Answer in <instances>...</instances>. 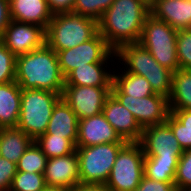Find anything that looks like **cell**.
<instances>
[{"label": "cell", "mask_w": 191, "mask_h": 191, "mask_svg": "<svg viewBox=\"0 0 191 191\" xmlns=\"http://www.w3.org/2000/svg\"><path fill=\"white\" fill-rule=\"evenodd\" d=\"M151 14L141 0H114L98 21V32L116 51L140 40L146 18Z\"/></svg>", "instance_id": "obj_1"}, {"label": "cell", "mask_w": 191, "mask_h": 191, "mask_svg": "<svg viewBox=\"0 0 191 191\" xmlns=\"http://www.w3.org/2000/svg\"><path fill=\"white\" fill-rule=\"evenodd\" d=\"M15 81L21 89H40L62 95L65 77L57 53L45 44L16 57Z\"/></svg>", "instance_id": "obj_2"}, {"label": "cell", "mask_w": 191, "mask_h": 191, "mask_svg": "<svg viewBox=\"0 0 191 191\" xmlns=\"http://www.w3.org/2000/svg\"><path fill=\"white\" fill-rule=\"evenodd\" d=\"M115 53L116 62L126 72L145 77L156 94L170 97L173 72L161 66L145 47L138 42L124 44Z\"/></svg>", "instance_id": "obj_3"}, {"label": "cell", "mask_w": 191, "mask_h": 191, "mask_svg": "<svg viewBox=\"0 0 191 191\" xmlns=\"http://www.w3.org/2000/svg\"><path fill=\"white\" fill-rule=\"evenodd\" d=\"M98 33V22L74 12L53 14L46 29V44L56 53L87 42Z\"/></svg>", "instance_id": "obj_4"}, {"label": "cell", "mask_w": 191, "mask_h": 191, "mask_svg": "<svg viewBox=\"0 0 191 191\" xmlns=\"http://www.w3.org/2000/svg\"><path fill=\"white\" fill-rule=\"evenodd\" d=\"M61 94L40 89H22L17 128L34 141L46 133L48 123Z\"/></svg>", "instance_id": "obj_5"}, {"label": "cell", "mask_w": 191, "mask_h": 191, "mask_svg": "<svg viewBox=\"0 0 191 191\" xmlns=\"http://www.w3.org/2000/svg\"><path fill=\"white\" fill-rule=\"evenodd\" d=\"M177 33L175 28L150 14L144 22L138 43L145 47L161 66L174 73L180 69L176 50Z\"/></svg>", "instance_id": "obj_6"}, {"label": "cell", "mask_w": 191, "mask_h": 191, "mask_svg": "<svg viewBox=\"0 0 191 191\" xmlns=\"http://www.w3.org/2000/svg\"><path fill=\"white\" fill-rule=\"evenodd\" d=\"M126 143H103L76 147L80 183L106 184L117 154Z\"/></svg>", "instance_id": "obj_7"}, {"label": "cell", "mask_w": 191, "mask_h": 191, "mask_svg": "<svg viewBox=\"0 0 191 191\" xmlns=\"http://www.w3.org/2000/svg\"><path fill=\"white\" fill-rule=\"evenodd\" d=\"M144 158L139 142H127L117 154L106 187L110 191H134L144 176Z\"/></svg>", "instance_id": "obj_8"}, {"label": "cell", "mask_w": 191, "mask_h": 191, "mask_svg": "<svg viewBox=\"0 0 191 191\" xmlns=\"http://www.w3.org/2000/svg\"><path fill=\"white\" fill-rule=\"evenodd\" d=\"M61 72L66 77L76 67L89 63H116V53L98 32L92 39L72 49L57 52Z\"/></svg>", "instance_id": "obj_9"}, {"label": "cell", "mask_w": 191, "mask_h": 191, "mask_svg": "<svg viewBox=\"0 0 191 191\" xmlns=\"http://www.w3.org/2000/svg\"><path fill=\"white\" fill-rule=\"evenodd\" d=\"M111 93L133 114L142 129L165 123L171 113L169 100L163 95L153 94L135 98L123 94L113 83Z\"/></svg>", "instance_id": "obj_10"}, {"label": "cell", "mask_w": 191, "mask_h": 191, "mask_svg": "<svg viewBox=\"0 0 191 191\" xmlns=\"http://www.w3.org/2000/svg\"><path fill=\"white\" fill-rule=\"evenodd\" d=\"M110 94L111 87L65 85L61 97L80 120L102 113Z\"/></svg>", "instance_id": "obj_11"}, {"label": "cell", "mask_w": 191, "mask_h": 191, "mask_svg": "<svg viewBox=\"0 0 191 191\" xmlns=\"http://www.w3.org/2000/svg\"><path fill=\"white\" fill-rule=\"evenodd\" d=\"M0 41L18 57L43 47L46 44V30L38 25L11 19Z\"/></svg>", "instance_id": "obj_12"}, {"label": "cell", "mask_w": 191, "mask_h": 191, "mask_svg": "<svg viewBox=\"0 0 191 191\" xmlns=\"http://www.w3.org/2000/svg\"><path fill=\"white\" fill-rule=\"evenodd\" d=\"M139 143L145 158H180L183 153L166 122L144 128Z\"/></svg>", "instance_id": "obj_13"}, {"label": "cell", "mask_w": 191, "mask_h": 191, "mask_svg": "<svg viewBox=\"0 0 191 191\" xmlns=\"http://www.w3.org/2000/svg\"><path fill=\"white\" fill-rule=\"evenodd\" d=\"M103 143H127L106 120L103 113L78 120L76 147H87Z\"/></svg>", "instance_id": "obj_14"}, {"label": "cell", "mask_w": 191, "mask_h": 191, "mask_svg": "<svg viewBox=\"0 0 191 191\" xmlns=\"http://www.w3.org/2000/svg\"><path fill=\"white\" fill-rule=\"evenodd\" d=\"M102 113L122 139L127 142L140 141L143 129L112 93L107 97Z\"/></svg>", "instance_id": "obj_15"}, {"label": "cell", "mask_w": 191, "mask_h": 191, "mask_svg": "<svg viewBox=\"0 0 191 191\" xmlns=\"http://www.w3.org/2000/svg\"><path fill=\"white\" fill-rule=\"evenodd\" d=\"M43 175L46 186L73 190L80 184L77 152L66 156L48 158Z\"/></svg>", "instance_id": "obj_16"}, {"label": "cell", "mask_w": 191, "mask_h": 191, "mask_svg": "<svg viewBox=\"0 0 191 191\" xmlns=\"http://www.w3.org/2000/svg\"><path fill=\"white\" fill-rule=\"evenodd\" d=\"M110 65L114 67L116 63H89L87 66H78L65 77V85L111 87L114 70Z\"/></svg>", "instance_id": "obj_17"}, {"label": "cell", "mask_w": 191, "mask_h": 191, "mask_svg": "<svg viewBox=\"0 0 191 191\" xmlns=\"http://www.w3.org/2000/svg\"><path fill=\"white\" fill-rule=\"evenodd\" d=\"M150 11L177 31L191 29V0H157Z\"/></svg>", "instance_id": "obj_18"}, {"label": "cell", "mask_w": 191, "mask_h": 191, "mask_svg": "<svg viewBox=\"0 0 191 191\" xmlns=\"http://www.w3.org/2000/svg\"><path fill=\"white\" fill-rule=\"evenodd\" d=\"M9 7L12 20L38 25L45 30L53 17L47 0H9Z\"/></svg>", "instance_id": "obj_19"}, {"label": "cell", "mask_w": 191, "mask_h": 191, "mask_svg": "<svg viewBox=\"0 0 191 191\" xmlns=\"http://www.w3.org/2000/svg\"><path fill=\"white\" fill-rule=\"evenodd\" d=\"M69 139L75 146L78 138V118L61 98L55 105L45 134Z\"/></svg>", "instance_id": "obj_20"}, {"label": "cell", "mask_w": 191, "mask_h": 191, "mask_svg": "<svg viewBox=\"0 0 191 191\" xmlns=\"http://www.w3.org/2000/svg\"><path fill=\"white\" fill-rule=\"evenodd\" d=\"M22 89L16 81L0 84V128L17 127Z\"/></svg>", "instance_id": "obj_21"}, {"label": "cell", "mask_w": 191, "mask_h": 191, "mask_svg": "<svg viewBox=\"0 0 191 191\" xmlns=\"http://www.w3.org/2000/svg\"><path fill=\"white\" fill-rule=\"evenodd\" d=\"M34 140L17 127L0 128V156L18 163Z\"/></svg>", "instance_id": "obj_22"}, {"label": "cell", "mask_w": 191, "mask_h": 191, "mask_svg": "<svg viewBox=\"0 0 191 191\" xmlns=\"http://www.w3.org/2000/svg\"><path fill=\"white\" fill-rule=\"evenodd\" d=\"M113 68V84L125 95L135 98H143L156 94L151 84L143 76L126 72L122 66L116 62ZM119 66V67H118ZM116 68V69H115ZM119 70H118V69ZM121 70V71H120ZM117 71V72H116Z\"/></svg>", "instance_id": "obj_23"}, {"label": "cell", "mask_w": 191, "mask_h": 191, "mask_svg": "<svg viewBox=\"0 0 191 191\" xmlns=\"http://www.w3.org/2000/svg\"><path fill=\"white\" fill-rule=\"evenodd\" d=\"M170 109H191V69H178L172 75Z\"/></svg>", "instance_id": "obj_24"}, {"label": "cell", "mask_w": 191, "mask_h": 191, "mask_svg": "<svg viewBox=\"0 0 191 191\" xmlns=\"http://www.w3.org/2000/svg\"><path fill=\"white\" fill-rule=\"evenodd\" d=\"M166 123L171 127L182 150L191 149V109H170Z\"/></svg>", "instance_id": "obj_25"}, {"label": "cell", "mask_w": 191, "mask_h": 191, "mask_svg": "<svg viewBox=\"0 0 191 191\" xmlns=\"http://www.w3.org/2000/svg\"><path fill=\"white\" fill-rule=\"evenodd\" d=\"M179 158H144V176L163 182H174Z\"/></svg>", "instance_id": "obj_26"}, {"label": "cell", "mask_w": 191, "mask_h": 191, "mask_svg": "<svg viewBox=\"0 0 191 191\" xmlns=\"http://www.w3.org/2000/svg\"><path fill=\"white\" fill-rule=\"evenodd\" d=\"M35 142L47 158L66 156L76 151V146L64 137L40 135Z\"/></svg>", "instance_id": "obj_27"}, {"label": "cell", "mask_w": 191, "mask_h": 191, "mask_svg": "<svg viewBox=\"0 0 191 191\" xmlns=\"http://www.w3.org/2000/svg\"><path fill=\"white\" fill-rule=\"evenodd\" d=\"M47 156L34 141L17 163V171L44 174Z\"/></svg>", "instance_id": "obj_28"}, {"label": "cell", "mask_w": 191, "mask_h": 191, "mask_svg": "<svg viewBox=\"0 0 191 191\" xmlns=\"http://www.w3.org/2000/svg\"><path fill=\"white\" fill-rule=\"evenodd\" d=\"M45 187L43 174L17 171L9 191H43Z\"/></svg>", "instance_id": "obj_29"}, {"label": "cell", "mask_w": 191, "mask_h": 191, "mask_svg": "<svg viewBox=\"0 0 191 191\" xmlns=\"http://www.w3.org/2000/svg\"><path fill=\"white\" fill-rule=\"evenodd\" d=\"M113 2L114 0H75L72 12L98 22Z\"/></svg>", "instance_id": "obj_30"}, {"label": "cell", "mask_w": 191, "mask_h": 191, "mask_svg": "<svg viewBox=\"0 0 191 191\" xmlns=\"http://www.w3.org/2000/svg\"><path fill=\"white\" fill-rule=\"evenodd\" d=\"M177 191H191V149L183 150L174 178Z\"/></svg>", "instance_id": "obj_31"}, {"label": "cell", "mask_w": 191, "mask_h": 191, "mask_svg": "<svg viewBox=\"0 0 191 191\" xmlns=\"http://www.w3.org/2000/svg\"><path fill=\"white\" fill-rule=\"evenodd\" d=\"M180 69H191V29L178 30L176 41Z\"/></svg>", "instance_id": "obj_32"}, {"label": "cell", "mask_w": 191, "mask_h": 191, "mask_svg": "<svg viewBox=\"0 0 191 191\" xmlns=\"http://www.w3.org/2000/svg\"><path fill=\"white\" fill-rule=\"evenodd\" d=\"M16 56L0 41V84L15 81Z\"/></svg>", "instance_id": "obj_33"}, {"label": "cell", "mask_w": 191, "mask_h": 191, "mask_svg": "<svg viewBox=\"0 0 191 191\" xmlns=\"http://www.w3.org/2000/svg\"><path fill=\"white\" fill-rule=\"evenodd\" d=\"M17 173V164L0 156V191H9L14 176Z\"/></svg>", "instance_id": "obj_34"}, {"label": "cell", "mask_w": 191, "mask_h": 191, "mask_svg": "<svg viewBox=\"0 0 191 191\" xmlns=\"http://www.w3.org/2000/svg\"><path fill=\"white\" fill-rule=\"evenodd\" d=\"M134 191H177L174 182L155 181L143 176Z\"/></svg>", "instance_id": "obj_35"}, {"label": "cell", "mask_w": 191, "mask_h": 191, "mask_svg": "<svg viewBox=\"0 0 191 191\" xmlns=\"http://www.w3.org/2000/svg\"><path fill=\"white\" fill-rule=\"evenodd\" d=\"M53 14L72 12L75 0H47Z\"/></svg>", "instance_id": "obj_36"}, {"label": "cell", "mask_w": 191, "mask_h": 191, "mask_svg": "<svg viewBox=\"0 0 191 191\" xmlns=\"http://www.w3.org/2000/svg\"><path fill=\"white\" fill-rule=\"evenodd\" d=\"M11 21L9 0H0V39Z\"/></svg>", "instance_id": "obj_37"}, {"label": "cell", "mask_w": 191, "mask_h": 191, "mask_svg": "<svg viewBox=\"0 0 191 191\" xmlns=\"http://www.w3.org/2000/svg\"><path fill=\"white\" fill-rule=\"evenodd\" d=\"M73 191H110L105 184H83L77 185Z\"/></svg>", "instance_id": "obj_38"}, {"label": "cell", "mask_w": 191, "mask_h": 191, "mask_svg": "<svg viewBox=\"0 0 191 191\" xmlns=\"http://www.w3.org/2000/svg\"><path fill=\"white\" fill-rule=\"evenodd\" d=\"M43 191H73L72 189H66L63 187L46 186Z\"/></svg>", "instance_id": "obj_39"}, {"label": "cell", "mask_w": 191, "mask_h": 191, "mask_svg": "<svg viewBox=\"0 0 191 191\" xmlns=\"http://www.w3.org/2000/svg\"><path fill=\"white\" fill-rule=\"evenodd\" d=\"M148 8H152L156 3L157 0H141Z\"/></svg>", "instance_id": "obj_40"}]
</instances>
